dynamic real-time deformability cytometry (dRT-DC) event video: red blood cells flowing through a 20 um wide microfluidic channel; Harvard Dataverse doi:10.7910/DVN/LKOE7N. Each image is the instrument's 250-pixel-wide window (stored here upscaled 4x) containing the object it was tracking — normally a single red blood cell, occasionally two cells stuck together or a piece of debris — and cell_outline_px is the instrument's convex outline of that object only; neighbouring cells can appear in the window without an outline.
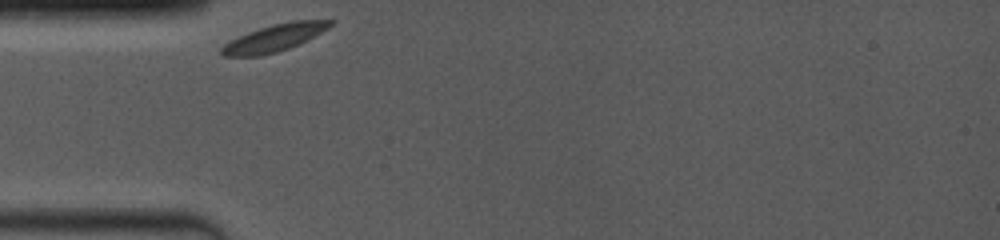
{"species": "common noctule bat (a hibernating species)", "species_latin": "Nyctalus noctula", "temperature_condition": "room temperature", "stored_images_in_passage": 36, "camera_frame_rate_fps": 4000, "um_per_image_px": 0.085, "animal": {"sex": "female", "body_mass_g": 19.0, "forearm_length_mm": 53.3}, "frame": {"image": 1, "passage_image": 1, "time_ms": 0.0, "image_size_px": [1000, 240], "cell_outline_px": [[336, 20], [328, 28], [288, 48], [276, 52], [260, 56], [224, 56], [220, 52], [220, 48], [224, 44], [248, 32], [272, 24], [292, 20]], "centroid_in_image_um": [23.28, 3.21], "position_along_channel_um": 61.7, "area_um2": 16.76}}
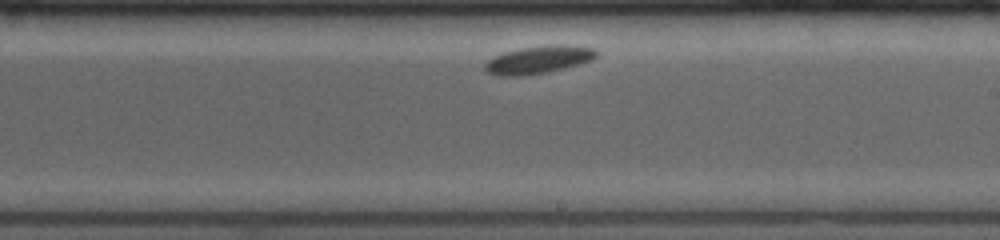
{"frame": {"image": 2, "passage_image": 22, "time_ms": 5.25, "image_size_px": [1000, 240], "cell_outline_px": [[600, 52], [592, 60], [564, 68], [548, 72], [524, 76], [496, 76], [488, 72], [484, 68], [484, 64], [492, 56], [504, 52], [520, 48], [552, 44], [560, 44], [592, 48]], "centroid_in_image_um": [45.74, 5.08], "position_along_channel_um": 243.3, "area_um2": 18.15}}
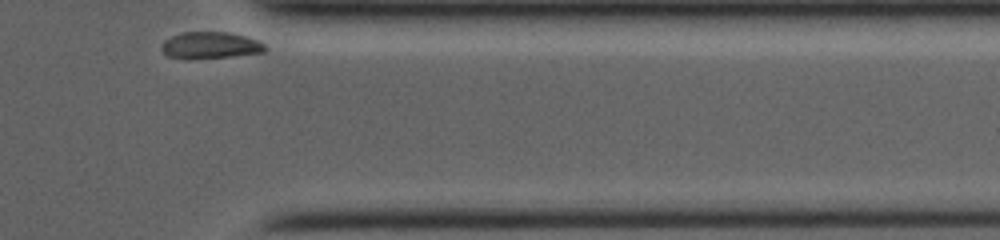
{"frame": {"image": 3, "passage_image": 36, "time_ms": 9.5, "image_size_px": [1000, 240], "cell_outline_px": [[268, 48], [264, 52], [228, 56], [168, 56], [160, 48], [160, 44], [164, 40], [172, 36], [184, 32], [228, 32], [244, 36], [256, 40], [264, 44]], "centroid_in_image_um": [17.9, 3.8], "position_along_channel_um": 393.5, "area_um2": 15.26}}